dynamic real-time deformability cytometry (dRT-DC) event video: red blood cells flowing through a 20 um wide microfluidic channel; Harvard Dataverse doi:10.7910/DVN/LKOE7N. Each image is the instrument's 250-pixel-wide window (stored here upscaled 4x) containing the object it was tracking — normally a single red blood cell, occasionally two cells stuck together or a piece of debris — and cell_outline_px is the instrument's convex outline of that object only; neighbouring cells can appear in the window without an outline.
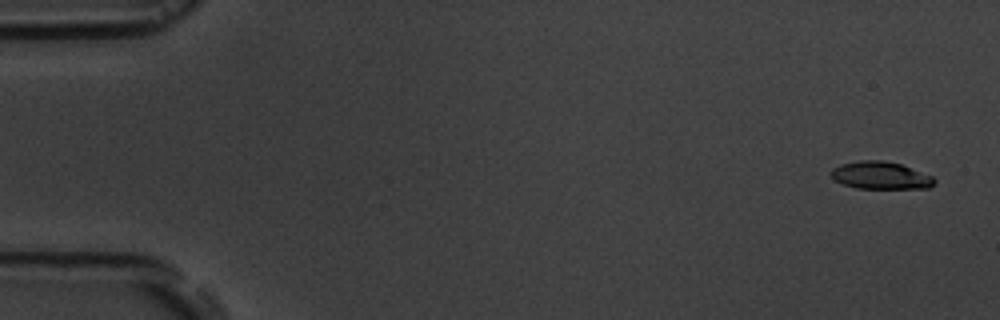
{"species": "common noctule bat (a hibernating species)", "species_latin": "Nyctalus noctula", "temperature_condition": "room temperature", "stored_images_in_passage": 5, "camera_frame_rate_fps": 3000, "um_per_image_px": 0.085, "animal": {"sex": "male", "body_mass_g": 19.5, "forearm_length_mm": 54.6}, "frame": {"image": 1, "passage_image": 1, "time_ms": 0.0, "image_size_px": [1000, 320], "cell_outline_px": [[936, 184], [928, 188], [856, 188], [844, 184], [836, 180], [832, 176], [832, 168], [840, 164], [860, 160], [880, 160], [900, 164], [932, 176], [936, 180]], "centroid_in_image_um": [74.87, 14.91], "position_along_channel_um": 10.1, "area_um2": 16.36}}
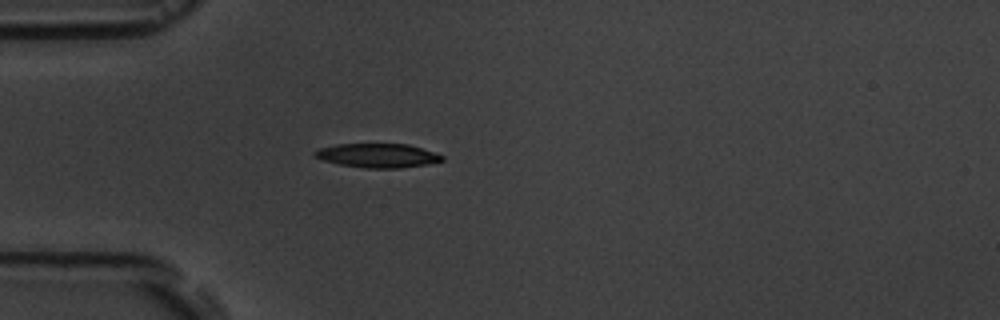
{"frame": {"image": 2, "passage_image": 5, "time_ms": 4.667, "image_size_px": [1000, 320], "cell_outline_px": [[444, 160], [428, 164], [400, 168], [364, 168], [340, 164], [324, 160], [312, 156], [312, 152], [320, 148], [336, 144], [408, 144], [444, 156]], "centroid_in_image_um": [32.07, 13.22], "position_along_channel_um": 52.9, "area_um2": 17.74}}